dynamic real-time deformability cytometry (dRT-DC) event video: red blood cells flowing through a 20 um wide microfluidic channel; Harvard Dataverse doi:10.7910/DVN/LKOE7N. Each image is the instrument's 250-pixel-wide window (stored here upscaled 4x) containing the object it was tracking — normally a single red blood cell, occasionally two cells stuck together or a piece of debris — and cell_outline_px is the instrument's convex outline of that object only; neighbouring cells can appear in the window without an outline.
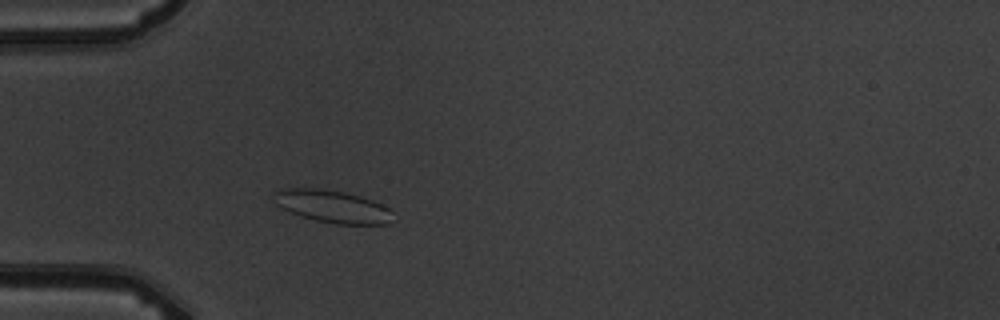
{"species": "common noctule bat (a hibernating species)", "species_latin": "Nyctalus noctula", "temperature_condition": "warm", "stored_images_in_passage": 3, "camera_frame_rate_fps": 3000, "um_per_image_px": 0.085, "animal": {"sex": "male", "body_mass_g": 19.5, "forearm_length_mm": 54.6}, "frame": {"image": 1, "passage_image": 3, "time_ms": 2.0, "image_size_px": [1000, 320], "cell_outline_px": [[396, 220], [388, 224], [336, 224], [316, 220], [292, 212], [276, 204], [272, 196], [272, 192], [288, 188], [320, 188], [344, 192], [360, 196], [372, 200], [388, 208], [392, 212]], "centroid_in_image_um": [28.3, 17.54], "position_along_channel_um": 56.7, "area_um2": 22.48}}